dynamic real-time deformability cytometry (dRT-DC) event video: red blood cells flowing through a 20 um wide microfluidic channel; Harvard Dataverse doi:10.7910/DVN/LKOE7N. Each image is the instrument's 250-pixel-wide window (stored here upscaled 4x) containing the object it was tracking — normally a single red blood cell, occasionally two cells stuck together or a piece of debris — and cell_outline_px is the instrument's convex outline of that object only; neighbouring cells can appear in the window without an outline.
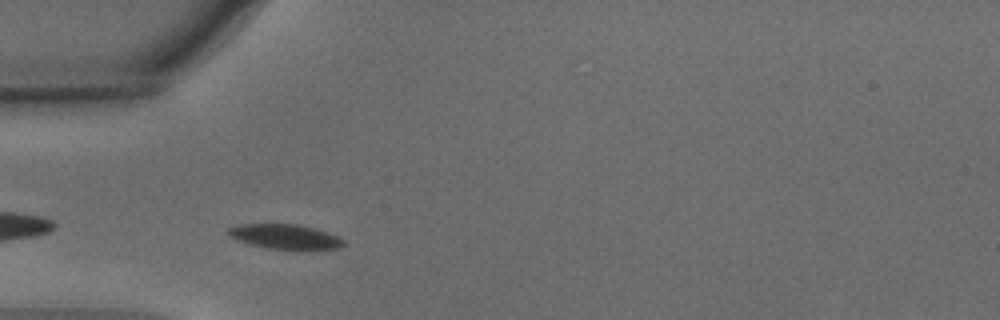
{"species": "common noctule bat (a hibernating species)", "species_latin": "Nyctalus noctula", "temperature_condition": "warm", "stored_images_in_passage": 31, "camera_frame_rate_fps": 3000, "um_per_image_px": 0.085, "animal": {"sex": "male", "body_mass_g": 15.6}, "frame": {"image": 1, "passage_image": 3, "time_ms": 0.667, "image_size_px": [1000, 320], "cell_outline_px": [[344, 244], [336, 248], [268, 248], [236, 240], [228, 236], [228, 228], [236, 224], [296, 224], [312, 228], [336, 236], [344, 240]], "centroid_in_image_um": [24.12, 20.08], "position_along_channel_um": 60.9, "area_um2": 15.95}}
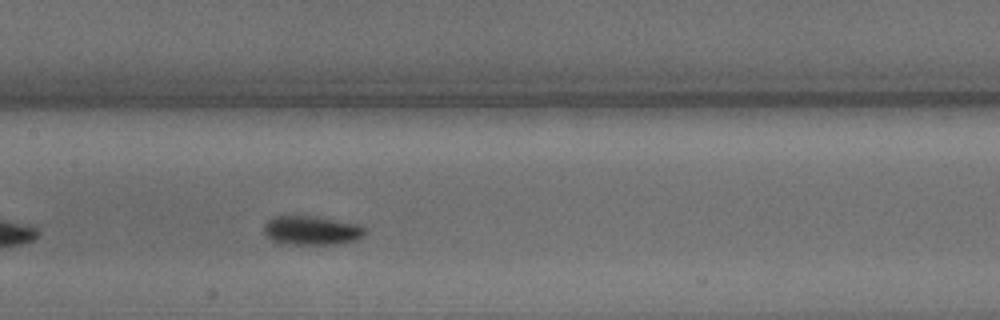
{"frame": {"image": 2, "passage_image": 13, "time_ms": 4.0, "image_size_px": [1000, 320], "cell_outline_px": [[364, 236], [356, 240], [340, 244], [284, 244], [272, 240], [264, 232], [264, 224], [268, 220], [276, 216], [312, 216], [356, 224], [364, 228]], "centroid_in_image_um": [26.47, 19.6], "position_along_channel_um": 180.9, "area_um2": 16.88}}
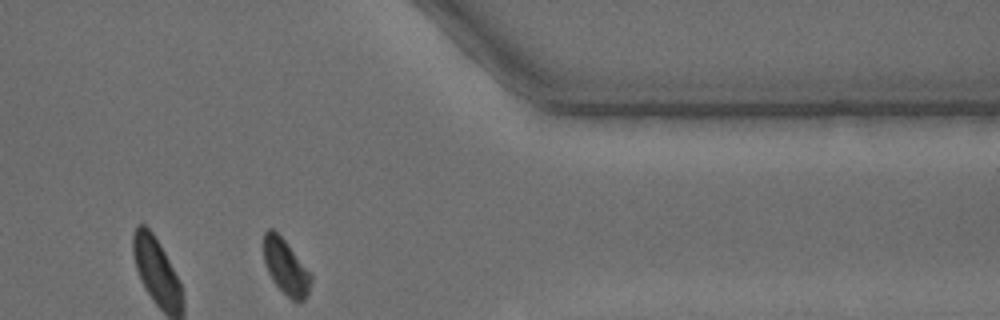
{"frame": {"image": 3, "passage_image": 31, "time_ms": 10.0, "image_size_px": [1000, 320], "cell_outline_px": [[312, 280], [308, 292], [304, 300], [292, 300], [272, 280], [268, 272], [264, 260], [264, 232], [268, 228], [272, 228], [284, 240], [312, 272]], "centroid_in_image_um": [24.31, 22.68], "position_along_channel_um": 387.1, "area_um2": 15.09}, "authors_computed_cell_mechanics": {"area_um2": 16.473, "velocity_mm_per_s": 3.6841, "shape_relaxation_time_tau1_ms": 2.2877, "shape_relaxation_time_tau2_ms": null, "deformation_change_tau1": 0.1143, "deformation_change_tau2": null}}